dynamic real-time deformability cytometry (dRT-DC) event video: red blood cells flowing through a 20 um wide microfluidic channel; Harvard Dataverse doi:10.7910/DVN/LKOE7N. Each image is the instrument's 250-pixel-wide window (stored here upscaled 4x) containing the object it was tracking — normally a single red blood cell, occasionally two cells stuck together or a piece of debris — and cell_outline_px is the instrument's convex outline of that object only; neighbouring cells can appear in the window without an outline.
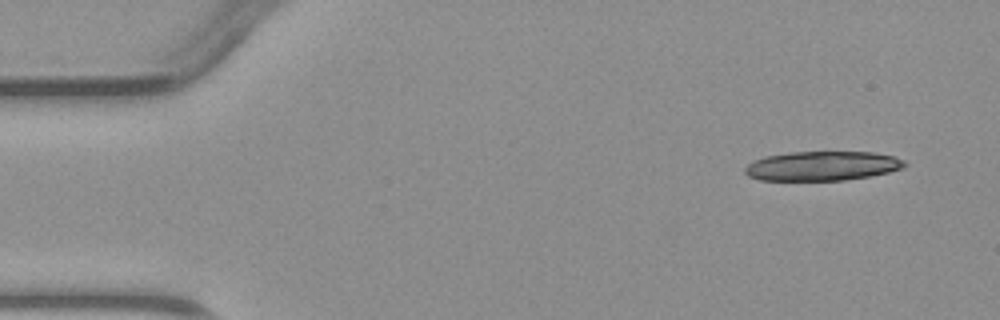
{"species": "common noctule bat (a hibernating species)", "species_latin": "Nyctalus noctula", "temperature_condition": "warm", "stored_images_in_passage": 3, "camera_frame_rate_fps": 3000, "um_per_image_px": 0.085, "animal": {"sex": "male", "body_mass_g": 23.1, "forearm_length_mm": 52.7}, "frame": {"image": 1, "passage_image": 1, "time_ms": 0.0, "image_size_px": [1000, 320], "cell_outline_px": [[908, 164], [904, 168], [888, 172], [868, 176], [844, 180], [760, 180], [748, 176], [744, 172], [744, 168], [748, 164], [764, 156], [792, 152], [872, 152], [892, 156], [904, 160]], "centroid_in_image_um": [69.89, 14.1], "position_along_channel_um": 15.1, "area_um2": 27.22}}
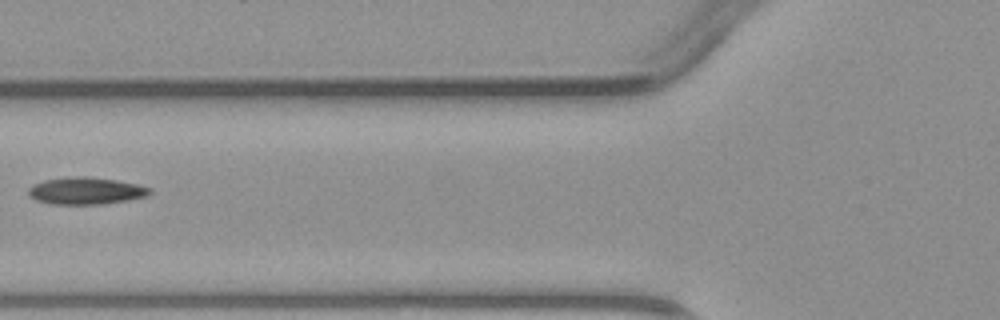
{"frame": {"image": 2, "passage_image": 3, "time_ms": 5.0, "image_size_px": [1000, 320], "cell_outline_px": [[152, 192], [148, 196], [128, 200], [104, 204], [52, 204], [36, 200], [28, 196], [28, 188], [44, 180], [76, 176], [84, 176], [116, 180], [136, 184], [152, 188]], "centroid_in_image_um": [7.32, 16.23], "position_along_channel_um": 118.5, "area_um2": 19.13}}